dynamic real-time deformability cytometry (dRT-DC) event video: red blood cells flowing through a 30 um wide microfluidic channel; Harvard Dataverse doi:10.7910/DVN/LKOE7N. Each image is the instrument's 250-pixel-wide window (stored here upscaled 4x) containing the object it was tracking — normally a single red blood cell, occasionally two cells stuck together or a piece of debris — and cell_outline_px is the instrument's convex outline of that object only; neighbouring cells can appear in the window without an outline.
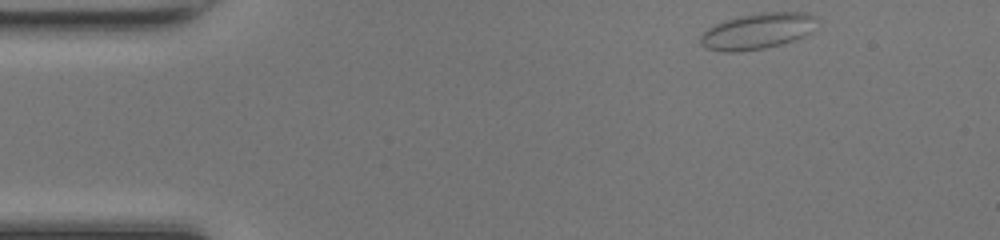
{"species": "common noctule bat (a hibernating species)", "species_latin": "Nyctalus noctula", "temperature_condition": "room temperature", "stored_images_in_passage": 43, "camera_frame_rate_fps": 3000, "um_per_image_px": 0.085, "animal": {"sex": "female", "body_mass_g": 17.0, "forearm_length_mm": 48.0}, "frame": {"image": 1, "passage_image": 1, "time_ms": 0.0, "image_size_px": [1000, 240], "cell_outline_px": [[820, 20], [812, 32], [796, 40], [764, 48], [740, 52], [724, 52], [704, 48], [700, 44], [700, 36], [708, 28], [716, 24], [740, 16], [760, 12], [804, 12], [816, 16]], "centroid_in_image_um": [64.44, 2.65], "position_along_channel_um": 20.6, "area_um2": 24.68}}
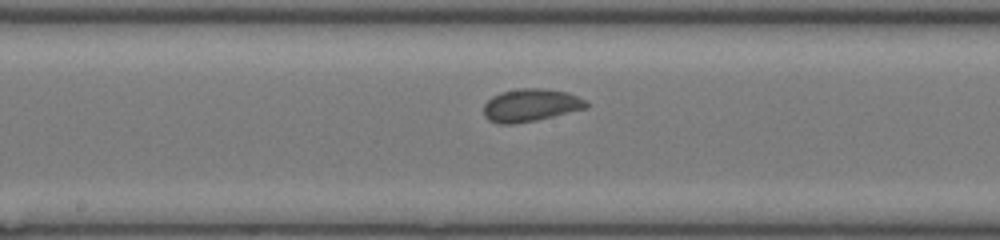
{"frame": {"image": 2, "passage_image": 20, "time_ms": 6.333, "image_size_px": [1000, 240], "cell_outline_px": [[588, 108], [536, 120], [512, 124], [500, 124], [488, 120], [484, 116], [484, 104], [492, 96], [500, 92], [520, 88], [544, 88], [568, 92], [584, 100], [588, 104]], "centroid_in_image_um": [45.09, 8.94], "position_along_channel_um": 203.1, "area_um2": 19.59}}
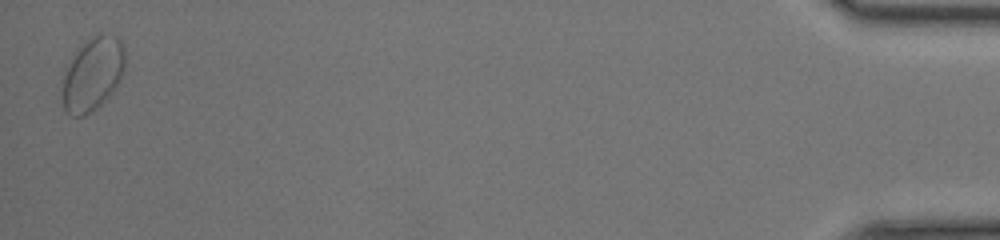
{"frame": {"image": 3, "passage_image": 43, "time_ms": 14.0, "image_size_px": [1000, 240], "cell_outline_px": [[124, 68], [120, 80], [112, 92], [100, 104], [84, 116], [68, 116], [64, 112], [64, 76], [76, 52], [92, 36], [100, 32], [116, 36], [124, 44]], "centroid_in_image_um": [7.92, 6.29], "position_along_channel_um": 427.3, "area_um2": 26.18}, "authors_computed_cell_mechanics": {"area_um2": 19.5942, "velocity_mm_per_s": 4.2305, "shape_relaxation_time_tau1_ms": 4.0052, "shape_relaxation_time_tau2_ms": 0.6496, "deformation_change_tau1": 0.0588, "deformation_change_tau2": 0.0507}}